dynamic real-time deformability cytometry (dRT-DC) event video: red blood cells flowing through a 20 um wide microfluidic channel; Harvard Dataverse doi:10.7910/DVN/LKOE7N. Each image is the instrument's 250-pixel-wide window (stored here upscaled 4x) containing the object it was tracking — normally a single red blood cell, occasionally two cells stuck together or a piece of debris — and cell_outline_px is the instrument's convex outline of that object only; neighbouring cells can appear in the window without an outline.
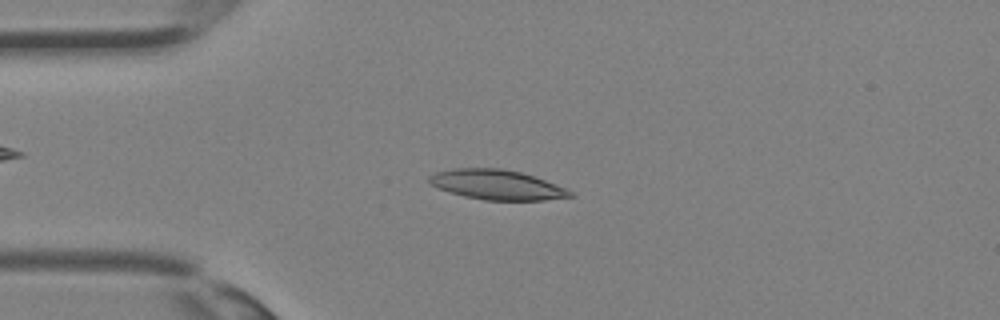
{"species": "Egyptian fruit bat (a non-hibernating species)", "species_latin": "Rousettus aegyptiacus", "temperature_condition": "room temperature", "stored_images_in_passage": 34, "camera_frame_rate_fps": 3000, "um_per_image_px": 0.085, "animal": {"sex": "female"}, "frame": {"image": 1, "passage_image": 8, "time_ms": 2.333, "image_size_px": [1000, 320], "cell_outline_px": [[576, 196], [544, 200], [484, 200], [464, 196], [428, 184], [428, 176], [436, 172], [456, 168], [500, 168], [520, 172], [544, 180], [564, 188], [572, 192]], "centroid_in_image_um": [42.21, 15.7], "position_along_channel_um": 42.8, "area_um2": 24.22}}
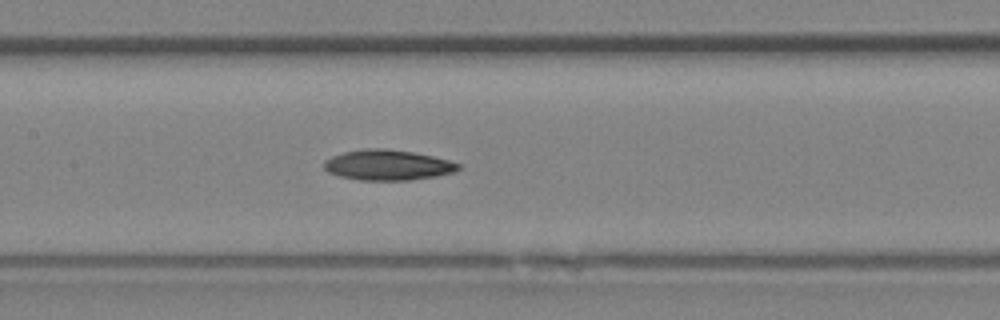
{"frame": {"image": 2, "passage_image": 16, "time_ms": 5.0, "image_size_px": [1000, 320], "cell_outline_px": [[460, 168], [456, 172], [436, 176], [412, 180], [360, 180], [340, 176], [328, 172], [324, 168], [324, 160], [332, 156], [344, 152], [364, 148], [388, 148], [412, 152], [432, 156], [448, 160], [460, 164]], "centroid_in_image_um": [32.96, 14.02], "position_along_channel_um": 174.4, "area_um2": 23.87}}
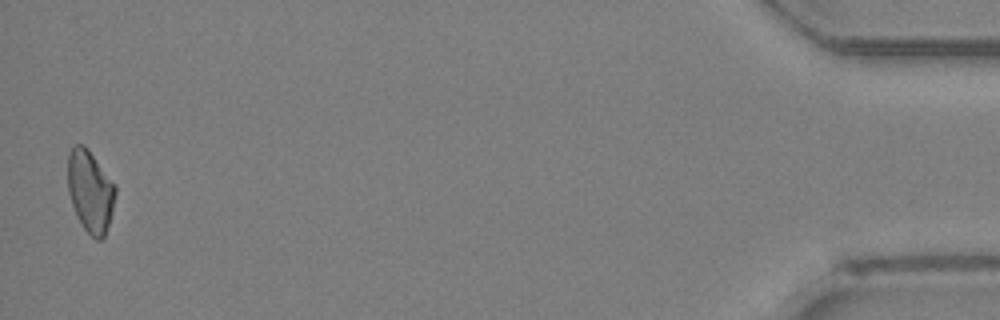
{"frame": {"image": 3, "passage_image": 34, "time_ms": 11.0, "image_size_px": [1000, 320], "cell_outline_px": [[116, 192], [112, 212], [104, 236], [100, 240], [96, 240], [84, 228], [76, 216], [68, 192], [68, 152], [76, 144], [84, 144], [116, 184]], "centroid_in_image_um": [7.67, 16.23], "position_along_channel_um": 427.5, "area_um2": 22.72}}